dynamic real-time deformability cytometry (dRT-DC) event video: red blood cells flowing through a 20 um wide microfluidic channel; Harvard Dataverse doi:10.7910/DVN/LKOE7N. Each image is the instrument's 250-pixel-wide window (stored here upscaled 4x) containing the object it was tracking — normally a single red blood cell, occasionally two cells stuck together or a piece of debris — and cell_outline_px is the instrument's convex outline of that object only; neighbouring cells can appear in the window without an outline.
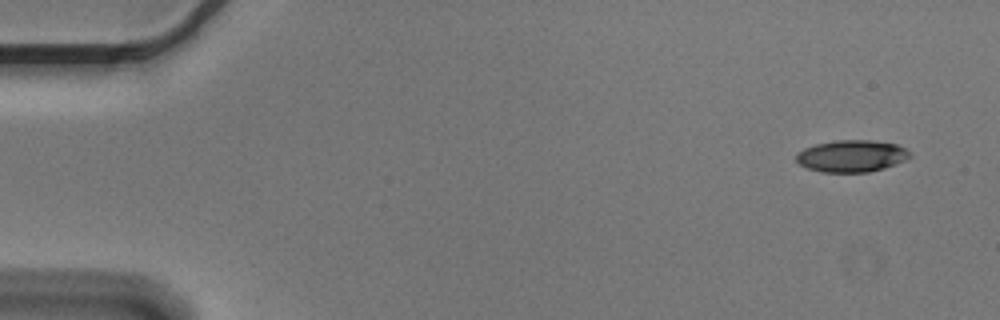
{"species": "Egyptian fruit bat (a non-hibernating species)", "species_latin": "Rousettus aegyptiacus", "temperature_condition": "cold", "stored_images_in_passage": 4, "camera_frame_rate_fps": 3000, "um_per_image_px": 0.085, "animal": {"sex": "male"}, "frame": {"image": 1, "passage_image": 1, "time_ms": 0.0, "image_size_px": [1000, 320], "cell_outline_px": [[912, 156], [896, 164], [884, 168], [868, 172], [820, 172], [808, 168], [800, 164], [796, 160], [796, 152], [804, 148], [816, 144], [836, 140], [872, 140], [896, 144], [912, 152]], "centroid_in_image_um": [72.39, 13.26], "position_along_channel_um": 12.6, "area_um2": 21.21}}